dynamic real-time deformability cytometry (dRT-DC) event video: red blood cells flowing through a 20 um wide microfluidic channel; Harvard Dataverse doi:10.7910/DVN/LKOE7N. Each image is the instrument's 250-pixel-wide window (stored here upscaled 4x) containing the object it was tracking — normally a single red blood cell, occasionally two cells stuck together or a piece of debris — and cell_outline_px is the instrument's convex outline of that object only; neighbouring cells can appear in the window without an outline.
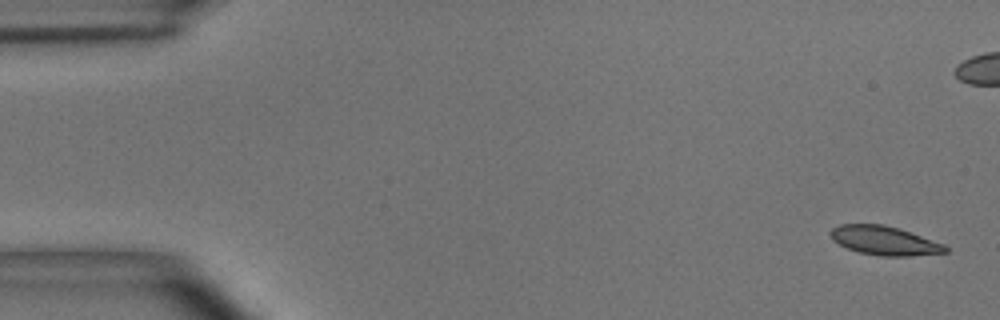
{"species": "common noctule bat (a hibernating species)", "species_latin": "Nyctalus noctula", "temperature_condition": "room temperature", "stored_images_in_passage": 5, "camera_frame_rate_fps": 3000, "um_per_image_px": 0.085, "animal": {"sex": "male", "body_mass_g": 15.6}, "frame": {"image": 1, "passage_image": 1, "time_ms": 0.0, "image_size_px": [1000, 320], "cell_outline_px": [[948, 252], [908, 256], [880, 256], [860, 252], [848, 248], [832, 240], [828, 232], [832, 228], [840, 224], [884, 224], [900, 228], [944, 244], [948, 248]], "centroid_in_image_um": [75.17, 20.44], "position_along_channel_um": 9.8, "area_um2": 19.42}}